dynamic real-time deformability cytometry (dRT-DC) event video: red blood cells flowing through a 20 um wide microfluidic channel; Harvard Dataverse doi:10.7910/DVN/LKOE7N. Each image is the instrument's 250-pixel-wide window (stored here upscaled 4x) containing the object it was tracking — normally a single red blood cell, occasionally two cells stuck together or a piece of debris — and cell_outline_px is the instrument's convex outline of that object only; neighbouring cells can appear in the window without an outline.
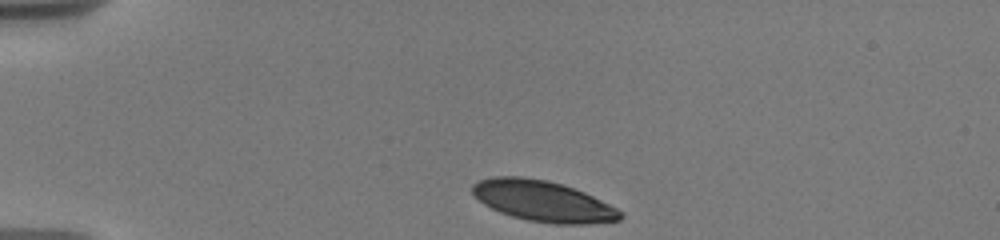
{"species": "human", "species_latin": "Homo sapiens", "temperature_condition": "warm", "stored_images_in_passage": 5, "camera_frame_rate_fps": 3000, "um_per_image_px": 0.085, "donor": {"sex": "male"}, "frame": {"image": 1, "passage_image": 1, "time_ms": 0.0, "image_size_px": [1000, 240], "cell_outline_px": [[624, 216], [620, 220], [588, 224], [552, 224], [528, 220], [512, 216], [500, 212], [484, 204], [472, 192], [472, 184], [480, 180], [492, 176], [520, 176], [548, 180], [564, 184], [584, 192], [624, 212]], "centroid_in_image_um": [46.17, 17.09], "position_along_channel_um": 38.8, "area_um2": 35.2}}
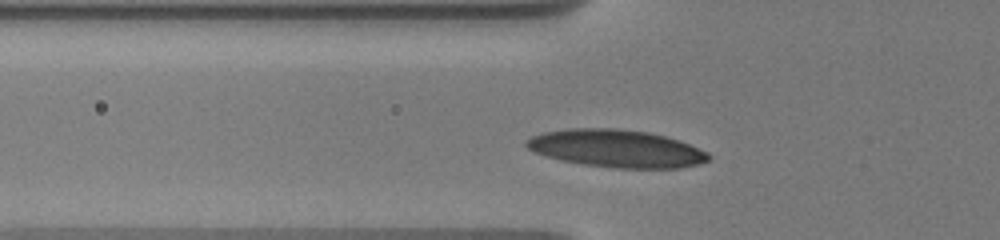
{"frame": {"image": 2, "passage_image": 4, "time_ms": 2.333, "image_size_px": [1000, 240], "cell_outline_px": [[712, 156], [708, 160], [700, 164], [680, 168], [616, 168], [584, 164], [560, 160], [536, 152], [528, 148], [524, 144], [524, 140], [532, 136], [544, 132], [568, 128], [616, 128], [648, 132], [680, 140], [708, 152]], "centroid_in_image_um": [52.41, 12.62], "position_along_channel_um": 73.4, "area_um2": 40.0}}